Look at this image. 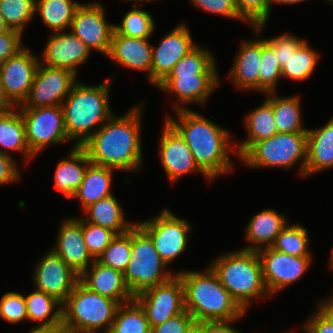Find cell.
Here are the masks:
<instances>
[{
    "label": "cell",
    "instance_id": "1",
    "mask_svg": "<svg viewBox=\"0 0 333 333\" xmlns=\"http://www.w3.org/2000/svg\"><path fill=\"white\" fill-rule=\"evenodd\" d=\"M143 102L123 115L114 113L81 147L92 164L122 172L142 170Z\"/></svg>",
    "mask_w": 333,
    "mask_h": 333
},
{
    "label": "cell",
    "instance_id": "2",
    "mask_svg": "<svg viewBox=\"0 0 333 333\" xmlns=\"http://www.w3.org/2000/svg\"><path fill=\"white\" fill-rule=\"evenodd\" d=\"M174 113L175 117L167 114L165 120L184 139L195 163L211 180L234 170L230 155L234 152L237 157V152L228 129L192 109Z\"/></svg>",
    "mask_w": 333,
    "mask_h": 333
},
{
    "label": "cell",
    "instance_id": "3",
    "mask_svg": "<svg viewBox=\"0 0 333 333\" xmlns=\"http://www.w3.org/2000/svg\"><path fill=\"white\" fill-rule=\"evenodd\" d=\"M184 286L185 310L196 323L241 319L247 313L221 284L210 266L176 272Z\"/></svg>",
    "mask_w": 333,
    "mask_h": 333
},
{
    "label": "cell",
    "instance_id": "4",
    "mask_svg": "<svg viewBox=\"0 0 333 333\" xmlns=\"http://www.w3.org/2000/svg\"><path fill=\"white\" fill-rule=\"evenodd\" d=\"M113 79L97 85L77 80L63 101L65 128L74 146L85 143L114 114L109 103Z\"/></svg>",
    "mask_w": 333,
    "mask_h": 333
},
{
    "label": "cell",
    "instance_id": "5",
    "mask_svg": "<svg viewBox=\"0 0 333 333\" xmlns=\"http://www.w3.org/2000/svg\"><path fill=\"white\" fill-rule=\"evenodd\" d=\"M211 261L209 266L221 284L246 312L254 299L271 297L263 280L257 251L232 250Z\"/></svg>",
    "mask_w": 333,
    "mask_h": 333
},
{
    "label": "cell",
    "instance_id": "6",
    "mask_svg": "<svg viewBox=\"0 0 333 333\" xmlns=\"http://www.w3.org/2000/svg\"><path fill=\"white\" fill-rule=\"evenodd\" d=\"M119 303L88 289L80 280L62 304L65 333H109Z\"/></svg>",
    "mask_w": 333,
    "mask_h": 333
},
{
    "label": "cell",
    "instance_id": "7",
    "mask_svg": "<svg viewBox=\"0 0 333 333\" xmlns=\"http://www.w3.org/2000/svg\"><path fill=\"white\" fill-rule=\"evenodd\" d=\"M307 157V132L276 133L254 143L239 159L249 168L291 169L300 161L298 173L304 177Z\"/></svg>",
    "mask_w": 333,
    "mask_h": 333
},
{
    "label": "cell",
    "instance_id": "8",
    "mask_svg": "<svg viewBox=\"0 0 333 333\" xmlns=\"http://www.w3.org/2000/svg\"><path fill=\"white\" fill-rule=\"evenodd\" d=\"M150 236L136 223L131 228V258L124 272L125 282L135 297L139 293L165 283L177 273L167 270Z\"/></svg>",
    "mask_w": 333,
    "mask_h": 333
},
{
    "label": "cell",
    "instance_id": "9",
    "mask_svg": "<svg viewBox=\"0 0 333 333\" xmlns=\"http://www.w3.org/2000/svg\"><path fill=\"white\" fill-rule=\"evenodd\" d=\"M163 208L152 218L136 223L150 236L161 259L170 265L188 248L192 224Z\"/></svg>",
    "mask_w": 333,
    "mask_h": 333
},
{
    "label": "cell",
    "instance_id": "10",
    "mask_svg": "<svg viewBox=\"0 0 333 333\" xmlns=\"http://www.w3.org/2000/svg\"><path fill=\"white\" fill-rule=\"evenodd\" d=\"M19 109L26 140L35 157L49 146L72 142L67 136L61 105Z\"/></svg>",
    "mask_w": 333,
    "mask_h": 333
},
{
    "label": "cell",
    "instance_id": "11",
    "mask_svg": "<svg viewBox=\"0 0 333 333\" xmlns=\"http://www.w3.org/2000/svg\"><path fill=\"white\" fill-rule=\"evenodd\" d=\"M78 76L64 68L39 63L27 98L19 108H38L62 105Z\"/></svg>",
    "mask_w": 333,
    "mask_h": 333
},
{
    "label": "cell",
    "instance_id": "12",
    "mask_svg": "<svg viewBox=\"0 0 333 333\" xmlns=\"http://www.w3.org/2000/svg\"><path fill=\"white\" fill-rule=\"evenodd\" d=\"M263 272V280L270 296L296 283L307 273L312 257L292 256L273 249L257 251Z\"/></svg>",
    "mask_w": 333,
    "mask_h": 333
},
{
    "label": "cell",
    "instance_id": "13",
    "mask_svg": "<svg viewBox=\"0 0 333 333\" xmlns=\"http://www.w3.org/2000/svg\"><path fill=\"white\" fill-rule=\"evenodd\" d=\"M134 299L145 311L150 328L186 311L184 286L177 274L169 281L139 293Z\"/></svg>",
    "mask_w": 333,
    "mask_h": 333
},
{
    "label": "cell",
    "instance_id": "14",
    "mask_svg": "<svg viewBox=\"0 0 333 333\" xmlns=\"http://www.w3.org/2000/svg\"><path fill=\"white\" fill-rule=\"evenodd\" d=\"M106 11L98 1L82 3L75 12L69 31L80 38L90 49L107 56L114 23L106 19Z\"/></svg>",
    "mask_w": 333,
    "mask_h": 333
},
{
    "label": "cell",
    "instance_id": "15",
    "mask_svg": "<svg viewBox=\"0 0 333 333\" xmlns=\"http://www.w3.org/2000/svg\"><path fill=\"white\" fill-rule=\"evenodd\" d=\"M159 139L158 155L169 182L174 185L185 175L200 174L212 181L195 163L193 155L180 134L165 120Z\"/></svg>",
    "mask_w": 333,
    "mask_h": 333
},
{
    "label": "cell",
    "instance_id": "16",
    "mask_svg": "<svg viewBox=\"0 0 333 333\" xmlns=\"http://www.w3.org/2000/svg\"><path fill=\"white\" fill-rule=\"evenodd\" d=\"M196 45L190 28L183 22L167 32L157 47L152 45V86L156 88L169 75L172 68Z\"/></svg>",
    "mask_w": 333,
    "mask_h": 333
},
{
    "label": "cell",
    "instance_id": "17",
    "mask_svg": "<svg viewBox=\"0 0 333 333\" xmlns=\"http://www.w3.org/2000/svg\"><path fill=\"white\" fill-rule=\"evenodd\" d=\"M33 271L34 288L54 297L61 304L72 293L80 278L51 249L41 256Z\"/></svg>",
    "mask_w": 333,
    "mask_h": 333
},
{
    "label": "cell",
    "instance_id": "18",
    "mask_svg": "<svg viewBox=\"0 0 333 333\" xmlns=\"http://www.w3.org/2000/svg\"><path fill=\"white\" fill-rule=\"evenodd\" d=\"M91 54L87 45L67 30L50 33L42 55L38 56L41 64L68 69L78 76V69L88 61Z\"/></svg>",
    "mask_w": 333,
    "mask_h": 333
},
{
    "label": "cell",
    "instance_id": "19",
    "mask_svg": "<svg viewBox=\"0 0 333 333\" xmlns=\"http://www.w3.org/2000/svg\"><path fill=\"white\" fill-rule=\"evenodd\" d=\"M40 61L26 46L0 64V79L9 99L19 106L27 98Z\"/></svg>",
    "mask_w": 333,
    "mask_h": 333
},
{
    "label": "cell",
    "instance_id": "20",
    "mask_svg": "<svg viewBox=\"0 0 333 333\" xmlns=\"http://www.w3.org/2000/svg\"><path fill=\"white\" fill-rule=\"evenodd\" d=\"M267 23L252 27L256 38L241 41L238 52L235 55L228 77L232 84L242 91H259V68L262 55L261 32ZM257 35V36H256Z\"/></svg>",
    "mask_w": 333,
    "mask_h": 333
},
{
    "label": "cell",
    "instance_id": "21",
    "mask_svg": "<svg viewBox=\"0 0 333 333\" xmlns=\"http://www.w3.org/2000/svg\"><path fill=\"white\" fill-rule=\"evenodd\" d=\"M219 76L220 74L165 78L156 88L177 98L175 104H172L173 111L190 109L187 107L191 103L203 107L220 85Z\"/></svg>",
    "mask_w": 333,
    "mask_h": 333
},
{
    "label": "cell",
    "instance_id": "22",
    "mask_svg": "<svg viewBox=\"0 0 333 333\" xmlns=\"http://www.w3.org/2000/svg\"><path fill=\"white\" fill-rule=\"evenodd\" d=\"M51 250L79 276L95 261L84 241L81 216L62 220Z\"/></svg>",
    "mask_w": 333,
    "mask_h": 333
},
{
    "label": "cell",
    "instance_id": "23",
    "mask_svg": "<svg viewBox=\"0 0 333 333\" xmlns=\"http://www.w3.org/2000/svg\"><path fill=\"white\" fill-rule=\"evenodd\" d=\"M106 57L126 69L146 71L151 84L152 44L149 39L128 37L114 30Z\"/></svg>",
    "mask_w": 333,
    "mask_h": 333
},
{
    "label": "cell",
    "instance_id": "24",
    "mask_svg": "<svg viewBox=\"0 0 333 333\" xmlns=\"http://www.w3.org/2000/svg\"><path fill=\"white\" fill-rule=\"evenodd\" d=\"M79 280L91 291L109 297L119 304L134 299L125 282L124 273L100 263L97 259L80 275Z\"/></svg>",
    "mask_w": 333,
    "mask_h": 333
},
{
    "label": "cell",
    "instance_id": "25",
    "mask_svg": "<svg viewBox=\"0 0 333 333\" xmlns=\"http://www.w3.org/2000/svg\"><path fill=\"white\" fill-rule=\"evenodd\" d=\"M286 214L278 213L276 210L267 208L250 218L244 228L245 240L250 245L243 247L244 250L258 251L263 248L271 247L276 237L283 228L289 223Z\"/></svg>",
    "mask_w": 333,
    "mask_h": 333
},
{
    "label": "cell",
    "instance_id": "26",
    "mask_svg": "<svg viewBox=\"0 0 333 333\" xmlns=\"http://www.w3.org/2000/svg\"><path fill=\"white\" fill-rule=\"evenodd\" d=\"M333 167V117L320 128H308L304 178Z\"/></svg>",
    "mask_w": 333,
    "mask_h": 333
},
{
    "label": "cell",
    "instance_id": "27",
    "mask_svg": "<svg viewBox=\"0 0 333 333\" xmlns=\"http://www.w3.org/2000/svg\"><path fill=\"white\" fill-rule=\"evenodd\" d=\"M72 146L68 156L58 162L53 176L54 187L66 200L74 195L84 179L87 166L91 163L87 152L81 146Z\"/></svg>",
    "mask_w": 333,
    "mask_h": 333
},
{
    "label": "cell",
    "instance_id": "28",
    "mask_svg": "<svg viewBox=\"0 0 333 333\" xmlns=\"http://www.w3.org/2000/svg\"><path fill=\"white\" fill-rule=\"evenodd\" d=\"M244 126L247 130V138L242 142H235L237 158L239 159L254 143L270 138L278 133L274 118L273 106L265 98L262 103L246 113Z\"/></svg>",
    "mask_w": 333,
    "mask_h": 333
},
{
    "label": "cell",
    "instance_id": "29",
    "mask_svg": "<svg viewBox=\"0 0 333 333\" xmlns=\"http://www.w3.org/2000/svg\"><path fill=\"white\" fill-rule=\"evenodd\" d=\"M18 152L28 165L35 156L31 153L25 134V125L17 106L13 110L0 111V153Z\"/></svg>",
    "mask_w": 333,
    "mask_h": 333
},
{
    "label": "cell",
    "instance_id": "30",
    "mask_svg": "<svg viewBox=\"0 0 333 333\" xmlns=\"http://www.w3.org/2000/svg\"><path fill=\"white\" fill-rule=\"evenodd\" d=\"M114 171L117 170L90 163L87 166L84 179L71 199H78L84 211L88 206L100 199L113 195L111 187Z\"/></svg>",
    "mask_w": 333,
    "mask_h": 333
},
{
    "label": "cell",
    "instance_id": "31",
    "mask_svg": "<svg viewBox=\"0 0 333 333\" xmlns=\"http://www.w3.org/2000/svg\"><path fill=\"white\" fill-rule=\"evenodd\" d=\"M115 194L100 199L88 206L83 213V218L94 225L108 228L117 235L128 232L135 224V221H127L125 211L118 202Z\"/></svg>",
    "mask_w": 333,
    "mask_h": 333
},
{
    "label": "cell",
    "instance_id": "32",
    "mask_svg": "<svg viewBox=\"0 0 333 333\" xmlns=\"http://www.w3.org/2000/svg\"><path fill=\"white\" fill-rule=\"evenodd\" d=\"M27 320L38 323L50 331L62 328V304L43 291L34 289L25 296Z\"/></svg>",
    "mask_w": 333,
    "mask_h": 333
},
{
    "label": "cell",
    "instance_id": "33",
    "mask_svg": "<svg viewBox=\"0 0 333 333\" xmlns=\"http://www.w3.org/2000/svg\"><path fill=\"white\" fill-rule=\"evenodd\" d=\"M272 104L278 133L307 132L303 124V112L299 95L279 96L276 92L266 93Z\"/></svg>",
    "mask_w": 333,
    "mask_h": 333
},
{
    "label": "cell",
    "instance_id": "34",
    "mask_svg": "<svg viewBox=\"0 0 333 333\" xmlns=\"http://www.w3.org/2000/svg\"><path fill=\"white\" fill-rule=\"evenodd\" d=\"M73 0H36L35 13L51 33L70 29L76 9L81 5Z\"/></svg>",
    "mask_w": 333,
    "mask_h": 333
},
{
    "label": "cell",
    "instance_id": "35",
    "mask_svg": "<svg viewBox=\"0 0 333 333\" xmlns=\"http://www.w3.org/2000/svg\"><path fill=\"white\" fill-rule=\"evenodd\" d=\"M216 56L208 48L197 45L185 55L171 70L166 78L180 76L218 75Z\"/></svg>",
    "mask_w": 333,
    "mask_h": 333
},
{
    "label": "cell",
    "instance_id": "36",
    "mask_svg": "<svg viewBox=\"0 0 333 333\" xmlns=\"http://www.w3.org/2000/svg\"><path fill=\"white\" fill-rule=\"evenodd\" d=\"M320 57V53L306 39L295 54H291L286 66L282 68V78L299 82L310 79L317 68Z\"/></svg>",
    "mask_w": 333,
    "mask_h": 333
},
{
    "label": "cell",
    "instance_id": "37",
    "mask_svg": "<svg viewBox=\"0 0 333 333\" xmlns=\"http://www.w3.org/2000/svg\"><path fill=\"white\" fill-rule=\"evenodd\" d=\"M109 333H151L145 311L135 299L119 305Z\"/></svg>",
    "mask_w": 333,
    "mask_h": 333
},
{
    "label": "cell",
    "instance_id": "38",
    "mask_svg": "<svg viewBox=\"0 0 333 333\" xmlns=\"http://www.w3.org/2000/svg\"><path fill=\"white\" fill-rule=\"evenodd\" d=\"M308 237V230L303 225L299 222L293 224L289 222L276 237L271 247L292 256L313 257L308 248L309 242H311Z\"/></svg>",
    "mask_w": 333,
    "mask_h": 333
},
{
    "label": "cell",
    "instance_id": "39",
    "mask_svg": "<svg viewBox=\"0 0 333 333\" xmlns=\"http://www.w3.org/2000/svg\"><path fill=\"white\" fill-rule=\"evenodd\" d=\"M155 26V20L147 10L133 7L124 15L121 24H114V30L128 37L149 39Z\"/></svg>",
    "mask_w": 333,
    "mask_h": 333
},
{
    "label": "cell",
    "instance_id": "40",
    "mask_svg": "<svg viewBox=\"0 0 333 333\" xmlns=\"http://www.w3.org/2000/svg\"><path fill=\"white\" fill-rule=\"evenodd\" d=\"M36 0H0V15L9 29L24 33L35 17ZM35 16V17H34Z\"/></svg>",
    "mask_w": 333,
    "mask_h": 333
},
{
    "label": "cell",
    "instance_id": "41",
    "mask_svg": "<svg viewBox=\"0 0 333 333\" xmlns=\"http://www.w3.org/2000/svg\"><path fill=\"white\" fill-rule=\"evenodd\" d=\"M282 79V68L274 53V48L262 38V55L259 68V92H276Z\"/></svg>",
    "mask_w": 333,
    "mask_h": 333
},
{
    "label": "cell",
    "instance_id": "42",
    "mask_svg": "<svg viewBox=\"0 0 333 333\" xmlns=\"http://www.w3.org/2000/svg\"><path fill=\"white\" fill-rule=\"evenodd\" d=\"M131 258V229L116 237L106 247L97 260L110 268L124 273Z\"/></svg>",
    "mask_w": 333,
    "mask_h": 333
},
{
    "label": "cell",
    "instance_id": "43",
    "mask_svg": "<svg viewBox=\"0 0 333 333\" xmlns=\"http://www.w3.org/2000/svg\"><path fill=\"white\" fill-rule=\"evenodd\" d=\"M82 232L87 249L94 259H97L111 241L116 233L108 228L94 225L81 217Z\"/></svg>",
    "mask_w": 333,
    "mask_h": 333
},
{
    "label": "cell",
    "instance_id": "44",
    "mask_svg": "<svg viewBox=\"0 0 333 333\" xmlns=\"http://www.w3.org/2000/svg\"><path fill=\"white\" fill-rule=\"evenodd\" d=\"M0 318L10 324L27 321L25 295L16 292H5L0 298Z\"/></svg>",
    "mask_w": 333,
    "mask_h": 333
},
{
    "label": "cell",
    "instance_id": "45",
    "mask_svg": "<svg viewBox=\"0 0 333 333\" xmlns=\"http://www.w3.org/2000/svg\"><path fill=\"white\" fill-rule=\"evenodd\" d=\"M239 15L252 27L268 23L271 15L270 0H234Z\"/></svg>",
    "mask_w": 333,
    "mask_h": 333
},
{
    "label": "cell",
    "instance_id": "46",
    "mask_svg": "<svg viewBox=\"0 0 333 333\" xmlns=\"http://www.w3.org/2000/svg\"><path fill=\"white\" fill-rule=\"evenodd\" d=\"M265 39L274 48V53L281 68L286 66L291 54H295V51L306 41L304 38L301 39L287 32L268 39L265 37Z\"/></svg>",
    "mask_w": 333,
    "mask_h": 333
},
{
    "label": "cell",
    "instance_id": "47",
    "mask_svg": "<svg viewBox=\"0 0 333 333\" xmlns=\"http://www.w3.org/2000/svg\"><path fill=\"white\" fill-rule=\"evenodd\" d=\"M193 7L229 19L246 21L239 15L234 0H190Z\"/></svg>",
    "mask_w": 333,
    "mask_h": 333
},
{
    "label": "cell",
    "instance_id": "48",
    "mask_svg": "<svg viewBox=\"0 0 333 333\" xmlns=\"http://www.w3.org/2000/svg\"><path fill=\"white\" fill-rule=\"evenodd\" d=\"M22 37V33L13 29L0 34V64L17 55L26 47Z\"/></svg>",
    "mask_w": 333,
    "mask_h": 333
},
{
    "label": "cell",
    "instance_id": "49",
    "mask_svg": "<svg viewBox=\"0 0 333 333\" xmlns=\"http://www.w3.org/2000/svg\"><path fill=\"white\" fill-rule=\"evenodd\" d=\"M195 323L194 318L184 311L164 323L152 327L151 333H187Z\"/></svg>",
    "mask_w": 333,
    "mask_h": 333
},
{
    "label": "cell",
    "instance_id": "50",
    "mask_svg": "<svg viewBox=\"0 0 333 333\" xmlns=\"http://www.w3.org/2000/svg\"><path fill=\"white\" fill-rule=\"evenodd\" d=\"M12 155L0 153V185L19 182L21 171Z\"/></svg>",
    "mask_w": 333,
    "mask_h": 333
},
{
    "label": "cell",
    "instance_id": "51",
    "mask_svg": "<svg viewBox=\"0 0 333 333\" xmlns=\"http://www.w3.org/2000/svg\"><path fill=\"white\" fill-rule=\"evenodd\" d=\"M301 327L304 333H333V324L317 308Z\"/></svg>",
    "mask_w": 333,
    "mask_h": 333
},
{
    "label": "cell",
    "instance_id": "52",
    "mask_svg": "<svg viewBox=\"0 0 333 333\" xmlns=\"http://www.w3.org/2000/svg\"><path fill=\"white\" fill-rule=\"evenodd\" d=\"M239 319H233L229 321H205L200 323L207 333H241L233 326Z\"/></svg>",
    "mask_w": 333,
    "mask_h": 333
},
{
    "label": "cell",
    "instance_id": "53",
    "mask_svg": "<svg viewBox=\"0 0 333 333\" xmlns=\"http://www.w3.org/2000/svg\"><path fill=\"white\" fill-rule=\"evenodd\" d=\"M316 308L333 324V294L318 301Z\"/></svg>",
    "mask_w": 333,
    "mask_h": 333
},
{
    "label": "cell",
    "instance_id": "54",
    "mask_svg": "<svg viewBox=\"0 0 333 333\" xmlns=\"http://www.w3.org/2000/svg\"><path fill=\"white\" fill-rule=\"evenodd\" d=\"M17 106L6 95L4 86L0 79V111H9L15 109Z\"/></svg>",
    "mask_w": 333,
    "mask_h": 333
},
{
    "label": "cell",
    "instance_id": "55",
    "mask_svg": "<svg viewBox=\"0 0 333 333\" xmlns=\"http://www.w3.org/2000/svg\"><path fill=\"white\" fill-rule=\"evenodd\" d=\"M305 2L306 0H270V4H271V11H272V5L275 4H282V5H293L296 3H302ZM326 1V0H325Z\"/></svg>",
    "mask_w": 333,
    "mask_h": 333
},
{
    "label": "cell",
    "instance_id": "56",
    "mask_svg": "<svg viewBox=\"0 0 333 333\" xmlns=\"http://www.w3.org/2000/svg\"><path fill=\"white\" fill-rule=\"evenodd\" d=\"M187 333H207V332L206 329L200 323H195Z\"/></svg>",
    "mask_w": 333,
    "mask_h": 333
},
{
    "label": "cell",
    "instance_id": "57",
    "mask_svg": "<svg viewBox=\"0 0 333 333\" xmlns=\"http://www.w3.org/2000/svg\"><path fill=\"white\" fill-rule=\"evenodd\" d=\"M51 331L45 327L35 326L33 329L28 331L27 333H50Z\"/></svg>",
    "mask_w": 333,
    "mask_h": 333
},
{
    "label": "cell",
    "instance_id": "58",
    "mask_svg": "<svg viewBox=\"0 0 333 333\" xmlns=\"http://www.w3.org/2000/svg\"><path fill=\"white\" fill-rule=\"evenodd\" d=\"M10 30L4 21V18L0 15V34Z\"/></svg>",
    "mask_w": 333,
    "mask_h": 333
},
{
    "label": "cell",
    "instance_id": "59",
    "mask_svg": "<svg viewBox=\"0 0 333 333\" xmlns=\"http://www.w3.org/2000/svg\"><path fill=\"white\" fill-rule=\"evenodd\" d=\"M124 1L135 2V3H133L132 7H138L137 2H139V5H143V3H145V2H151L153 0H124Z\"/></svg>",
    "mask_w": 333,
    "mask_h": 333
},
{
    "label": "cell",
    "instance_id": "60",
    "mask_svg": "<svg viewBox=\"0 0 333 333\" xmlns=\"http://www.w3.org/2000/svg\"><path fill=\"white\" fill-rule=\"evenodd\" d=\"M331 256H329L330 257V259H329V261H328V263H329V269L332 271L333 270V248H332V252H331V254H330Z\"/></svg>",
    "mask_w": 333,
    "mask_h": 333
},
{
    "label": "cell",
    "instance_id": "61",
    "mask_svg": "<svg viewBox=\"0 0 333 333\" xmlns=\"http://www.w3.org/2000/svg\"><path fill=\"white\" fill-rule=\"evenodd\" d=\"M50 333H65L63 330H59V331H51Z\"/></svg>",
    "mask_w": 333,
    "mask_h": 333
},
{
    "label": "cell",
    "instance_id": "62",
    "mask_svg": "<svg viewBox=\"0 0 333 333\" xmlns=\"http://www.w3.org/2000/svg\"><path fill=\"white\" fill-rule=\"evenodd\" d=\"M327 2H329V4L331 3V6L333 5V0H326Z\"/></svg>",
    "mask_w": 333,
    "mask_h": 333
}]
</instances>
